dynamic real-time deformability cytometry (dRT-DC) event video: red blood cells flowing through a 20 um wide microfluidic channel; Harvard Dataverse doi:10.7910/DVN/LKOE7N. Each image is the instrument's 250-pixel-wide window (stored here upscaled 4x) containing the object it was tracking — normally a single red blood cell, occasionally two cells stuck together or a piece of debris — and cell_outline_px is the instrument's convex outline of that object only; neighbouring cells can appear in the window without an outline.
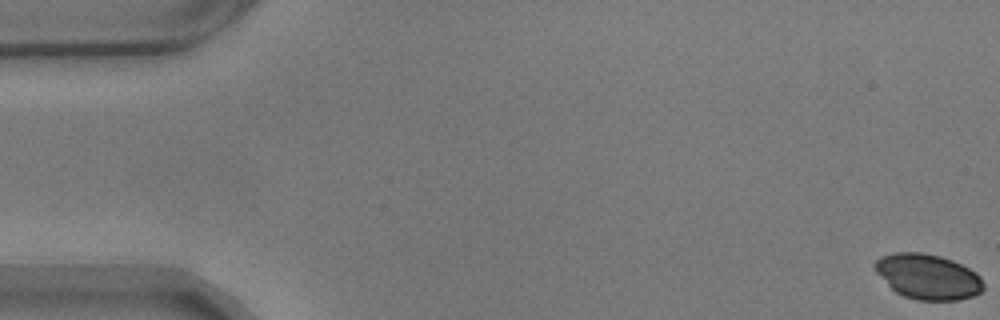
{"species": "common noctule bat (a hibernating species)", "species_latin": "Nyctalus noctula", "temperature_condition": "warm", "stored_images_in_passage": 48, "camera_frame_rate_fps": 3000, "um_per_image_px": 0.085, "animal": {"sex": "male", "body_mass_g": 17.9}, "frame": {"image": 1, "passage_image": 1, "time_ms": 0.0, "image_size_px": [1000, 320], "cell_outline_px": [[984, 288], [980, 292], [972, 296], [956, 300], [916, 300], [904, 296], [896, 292], [876, 272], [876, 260], [880, 256], [896, 252], [924, 252], [940, 256], [952, 260], [976, 272], [980, 276], [984, 284]], "centroid_in_image_um": [78.88, 23.51], "position_along_channel_um": 6.1, "area_um2": 28.44}}